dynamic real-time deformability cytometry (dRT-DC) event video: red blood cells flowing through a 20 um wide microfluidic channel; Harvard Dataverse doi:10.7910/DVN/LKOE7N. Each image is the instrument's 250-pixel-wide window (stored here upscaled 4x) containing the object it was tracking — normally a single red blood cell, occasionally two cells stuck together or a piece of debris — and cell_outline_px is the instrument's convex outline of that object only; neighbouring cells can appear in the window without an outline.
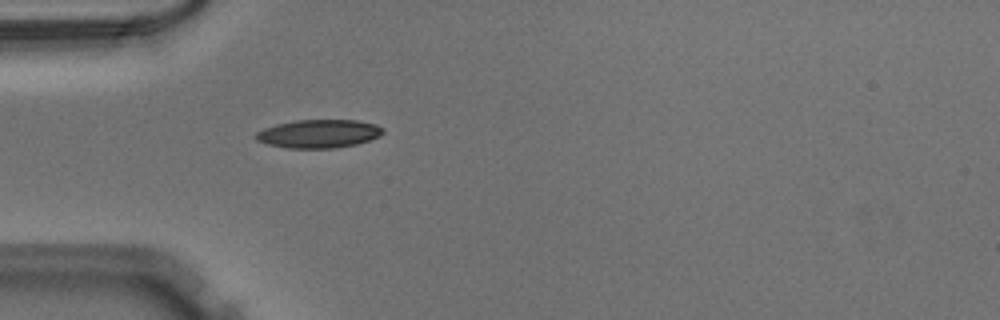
{"species": "Egyptian fruit bat (a non-hibernating species)", "species_latin": "Rousettus aegyptiacus", "temperature_condition": "warm", "stored_images_in_passage": 36, "camera_frame_rate_fps": 3000, "um_per_image_px": 0.085, "animal": {"sex": "male"}, "frame": {"image": 1, "passage_image": 1, "time_ms": 0.0, "image_size_px": [1000, 320], "cell_outline_px": [[384, 132], [380, 136], [356, 144], [336, 148], [288, 148], [268, 144], [256, 140], [256, 132], [264, 128], [276, 124], [296, 120], [356, 120], [376, 124], [384, 128]], "centroid_in_image_um": [27.11, 11.36], "position_along_channel_um": 57.9, "area_um2": 20.98}}
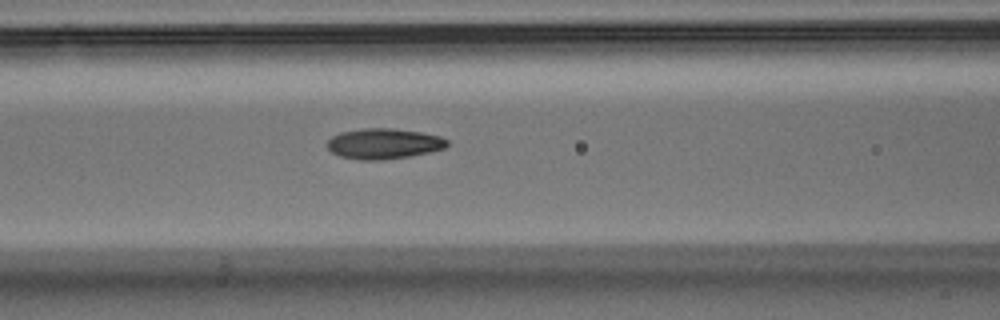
{"frame": {"image": 2, "passage_image": 7, "time_ms": 2.0, "image_size_px": [1000, 320], "cell_outline_px": [[448, 144], [444, 148], [428, 152], [408, 156], [384, 160], [360, 160], [340, 156], [332, 152], [328, 148], [328, 140], [332, 136], [340, 132], [364, 128], [392, 128], [420, 132], [440, 136], [448, 140]], "centroid_in_image_um": [32.6, 12.21], "position_along_channel_um": 134.0, "area_um2": 21.21}}
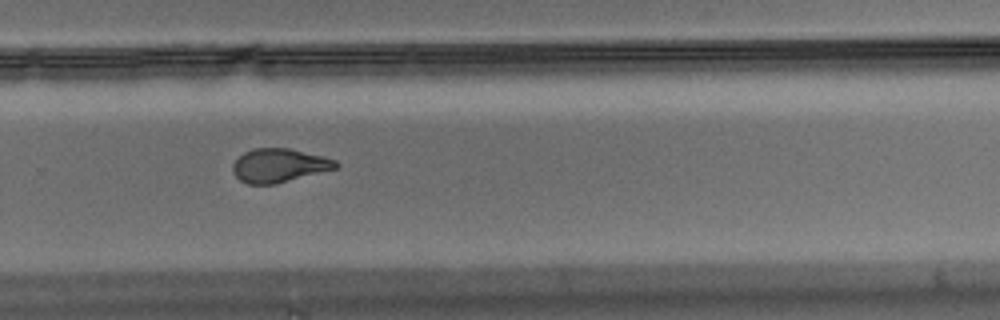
{"frame": {"image": 3, "passage_image": 20, "time_ms": 6.333, "image_size_px": [1000, 320], "cell_outline_px": [[340, 164], [336, 168], [276, 184], [248, 184], [240, 180], [232, 172], [232, 164], [244, 152], [252, 148], [288, 148], [324, 156], [336, 160]], "centroid_in_image_um": [23.71, 14.06], "position_along_channel_um": 306.1, "area_um2": 20.23}}